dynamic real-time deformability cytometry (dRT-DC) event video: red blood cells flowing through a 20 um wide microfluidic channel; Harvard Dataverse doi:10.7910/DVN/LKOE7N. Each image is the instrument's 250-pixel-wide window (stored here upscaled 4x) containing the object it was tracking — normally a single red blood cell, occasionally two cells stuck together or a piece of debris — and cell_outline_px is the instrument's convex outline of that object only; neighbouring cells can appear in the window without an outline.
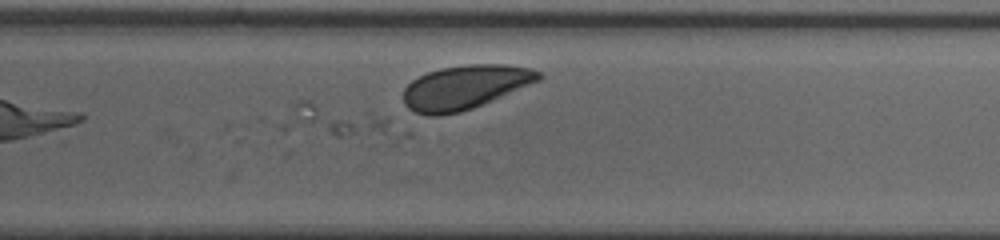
{"species": "human", "species_latin": "Homo sapiens", "temperature_condition": "cold", "stored_images_in_passage": 34, "camera_frame_rate_fps": 3000, "um_per_image_px": 0.085, "donor": {"sex": "female"}, "frame": {"image": 1, "passage_image": 21, "time_ms": 6.667, "image_size_px": [1000, 240], "cell_outline_px": [[412, 136], [396, 144], [392, 144], [284, 132], [280, 128], [280, 124], [292, 104], [300, 100], [308, 100], [372, 112], [412, 132]], "centroid_in_image_um": [29.0, 10.48], "position_along_channel_um": 300.8, "area_um2": 25.95}}
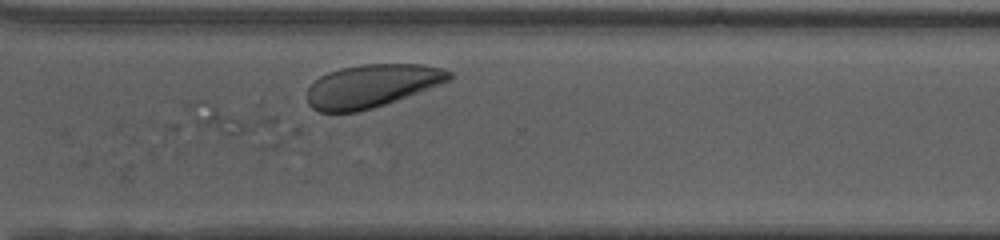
{"frame": {"image": 2, "passage_image": 25, "time_ms": 8.0, "image_size_px": [1000, 240], "cell_outline_px": [[300, 132], [276, 148], [264, 148], [196, 124], [192, 120], [184, 108], [184, 104], [196, 100], [204, 100], [260, 104], [296, 124], [300, 128]], "centroid_in_image_um": [20.68, 10.36], "position_along_channel_um": 349.9, "area_um2": 24.85}}